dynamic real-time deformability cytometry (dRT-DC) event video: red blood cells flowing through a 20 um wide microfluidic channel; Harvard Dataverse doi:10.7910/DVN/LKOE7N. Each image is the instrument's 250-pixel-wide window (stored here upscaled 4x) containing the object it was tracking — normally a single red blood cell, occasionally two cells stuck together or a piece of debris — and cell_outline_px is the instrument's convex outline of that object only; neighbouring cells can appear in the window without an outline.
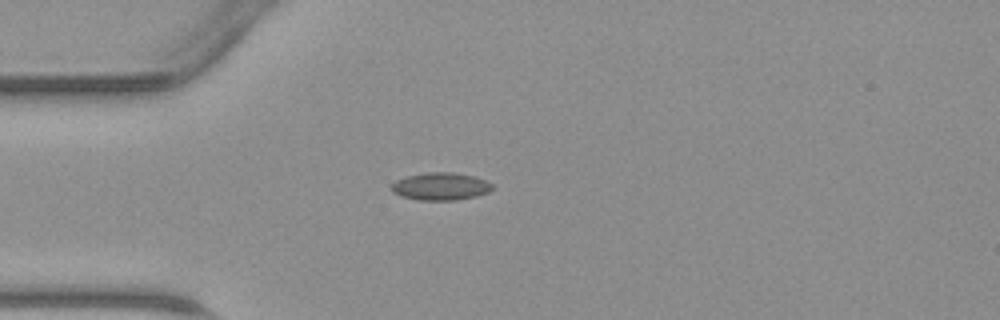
{"species": "common noctule bat (a hibernating species)", "species_latin": "Nyctalus noctula", "temperature_condition": "warm", "stored_images_in_passage": 35, "camera_frame_rate_fps": 3000, "um_per_image_px": 0.085, "animal": {"sex": "male", "body_mass_g": 23.1, "forearm_length_mm": 52.7}, "frame": {"image": 1, "passage_image": 1, "time_ms": 0.0, "image_size_px": [1000, 320], "cell_outline_px": [[492, 188], [488, 192], [476, 196], [456, 200], [420, 200], [400, 196], [392, 192], [388, 188], [396, 180], [408, 176], [428, 172], [452, 172], [476, 176], [492, 184]], "centroid_in_image_um": [37.42, 15.84], "position_along_channel_um": 47.6, "area_um2": 16.24}}
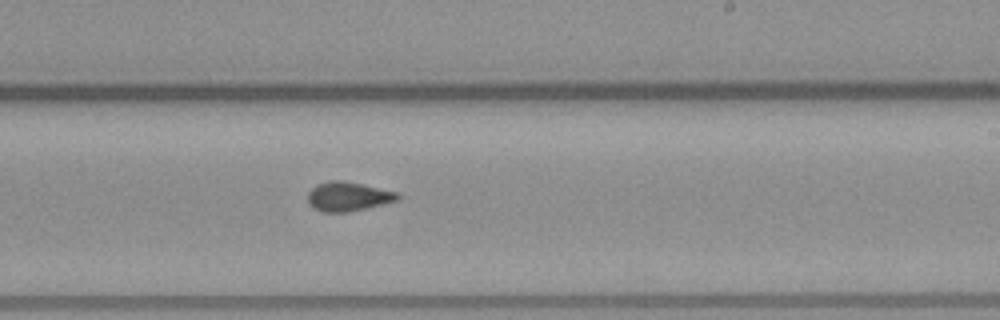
{"frame": {"image": 2, "passage_image": 16, "time_ms": 5.0, "image_size_px": [1000, 320], "cell_outline_px": [[400, 200], [348, 212], [320, 212], [312, 208], [308, 204], [308, 192], [316, 184], [332, 180], [340, 180], [360, 184], [396, 192], [400, 196]], "centroid_in_image_um": [29.54, 16.72], "position_along_channel_um": 259.5, "area_um2": 15.26}}
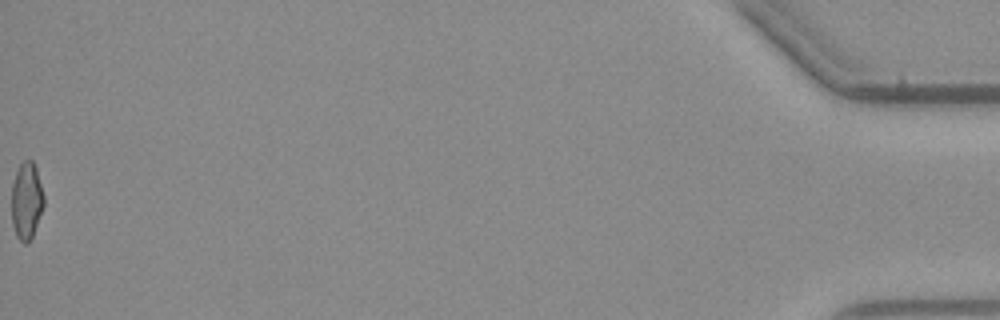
{"frame": {"image": 3, "passage_image": 35, "time_ms": 11.333, "image_size_px": [1000, 320], "cell_outline_px": [[44, 204], [32, 240], [28, 244], [24, 244], [16, 236], [12, 224], [12, 184], [16, 172], [20, 164], [24, 160], [32, 160], [36, 168], [44, 196]], "centroid_in_image_um": [2.26, 17.11], "position_along_channel_um": 432.9, "area_um2": 14.62}}